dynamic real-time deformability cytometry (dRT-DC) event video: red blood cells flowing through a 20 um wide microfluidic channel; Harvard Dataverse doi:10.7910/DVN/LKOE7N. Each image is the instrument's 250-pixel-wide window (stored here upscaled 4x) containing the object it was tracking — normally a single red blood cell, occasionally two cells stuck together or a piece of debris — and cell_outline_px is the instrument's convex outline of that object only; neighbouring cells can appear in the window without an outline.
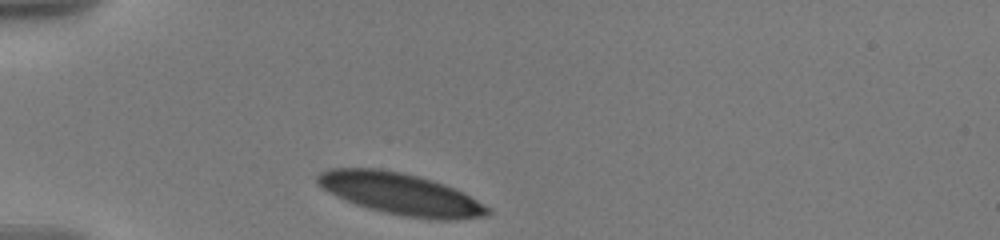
{"species": "human", "species_latin": "Homo sapiens", "temperature_condition": "warm", "stored_images_in_passage": 3, "camera_frame_rate_fps": 3000, "um_per_image_px": 0.085, "donor": {"sex": "male"}, "frame": {"image": 1, "passage_image": 1, "time_ms": 0.0, "image_size_px": [1000, 240], "cell_outline_px": [[492, 212], [488, 216], [460, 220], [436, 220], [404, 216], [384, 212], [368, 208], [344, 200], [328, 192], [316, 180], [316, 176], [320, 172], [328, 168], [380, 168], [400, 172], [432, 180], [444, 184], [464, 192], [492, 208]], "centroid_in_image_um": [34.11, 16.49], "position_along_channel_um": 50.9, "area_um2": 41.56}}